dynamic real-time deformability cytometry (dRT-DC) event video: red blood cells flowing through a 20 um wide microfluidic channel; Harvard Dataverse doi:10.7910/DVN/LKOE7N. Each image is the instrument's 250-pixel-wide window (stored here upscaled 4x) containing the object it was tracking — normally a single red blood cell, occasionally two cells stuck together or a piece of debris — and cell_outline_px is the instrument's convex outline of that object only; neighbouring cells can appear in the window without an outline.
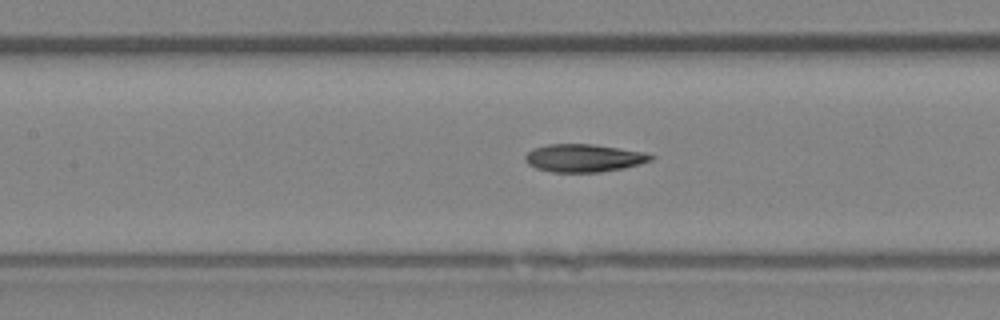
{"species": "Egyptian fruit bat (a non-hibernating species)", "species_latin": "Rousettus aegyptiacus", "temperature_condition": "room temperature", "stored_images_in_passage": 28, "camera_frame_rate_fps": 3000, "um_per_image_px": 0.085, "animal": {"sex": "female"}, "frame": {"image": 1, "passage_image": 13, "time_ms": 4.0, "image_size_px": [1000, 320], "cell_outline_px": [[656, 156], [652, 160], [640, 164], [624, 168], [600, 172], [552, 172], [536, 168], [528, 164], [524, 160], [524, 156], [532, 148], [548, 144], [592, 144], [644, 152]], "centroid_in_image_um": [49.61, 13.43], "position_along_channel_um": 157.8, "area_um2": 20.46}}